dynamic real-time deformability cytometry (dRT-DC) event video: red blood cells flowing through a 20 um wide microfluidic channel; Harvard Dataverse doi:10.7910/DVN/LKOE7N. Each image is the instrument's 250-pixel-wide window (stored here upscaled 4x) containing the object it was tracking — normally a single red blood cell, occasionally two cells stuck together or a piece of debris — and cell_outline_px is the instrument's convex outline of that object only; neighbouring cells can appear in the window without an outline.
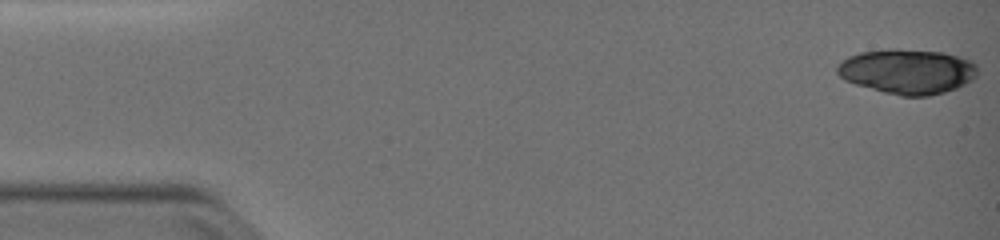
{"species": "common noctule bat (a hibernating species)", "species_latin": "Nyctalus noctula", "temperature_condition": "warm", "stored_images_in_passage": 51, "camera_frame_rate_fps": 3000, "um_per_image_px": 0.085, "animal": {"sex": "female", "body_mass_g": 19.0, "forearm_length_mm": 51.5}, "frame": {"image": 1, "passage_image": 1, "time_ms": 0.0, "image_size_px": [1000, 240], "cell_outline_px": [[976, 76], [972, 80], [956, 88], [944, 92], [928, 96], [900, 96], [884, 92], [856, 84], [844, 80], [836, 72], [836, 64], [848, 56], [860, 52], [888, 48], [896, 48], [944, 52], [972, 60], [976, 64]], "centroid_in_image_um": [77.11, 6.05], "position_along_channel_um": 7.9, "area_um2": 36.99}}
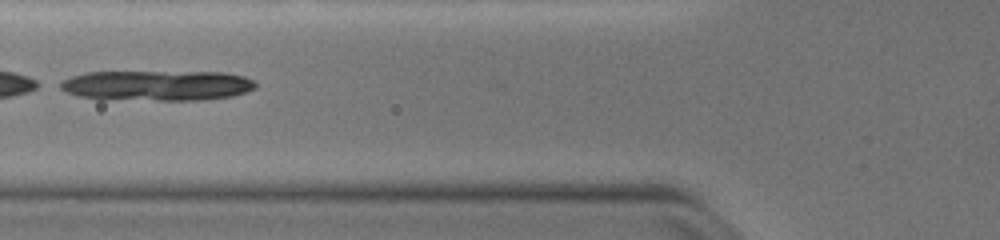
{"frame": {"image": 2, "passage_image": 21, "time_ms": 6.667, "image_size_px": [1000, 240], "cell_outline_px": [[256, 88], [232, 96], [200, 100], [100, 100], [76, 96], [64, 92], [56, 84], [72, 76], [88, 72], [224, 72], [244, 76], [252, 80], [256, 84]], "centroid_in_image_um": [13.27, 7.28], "position_along_channel_um": 112.5, "area_um2": 34.97}}
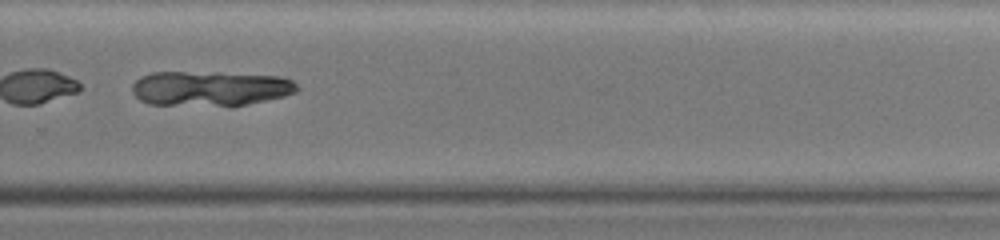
{"frame": {"image": 3, "passage_image": 37, "time_ms": 12.0, "image_size_px": [1000, 240], "cell_outline_px": [[300, 88], [296, 92], [284, 96], [232, 108], [148, 104], [140, 100], [132, 92], [132, 84], [140, 76], [152, 72], [220, 72], [280, 76], [292, 80]], "centroid_in_image_um": [17.87, 7.54], "position_along_channel_um": 311.9, "area_um2": 34.74}}